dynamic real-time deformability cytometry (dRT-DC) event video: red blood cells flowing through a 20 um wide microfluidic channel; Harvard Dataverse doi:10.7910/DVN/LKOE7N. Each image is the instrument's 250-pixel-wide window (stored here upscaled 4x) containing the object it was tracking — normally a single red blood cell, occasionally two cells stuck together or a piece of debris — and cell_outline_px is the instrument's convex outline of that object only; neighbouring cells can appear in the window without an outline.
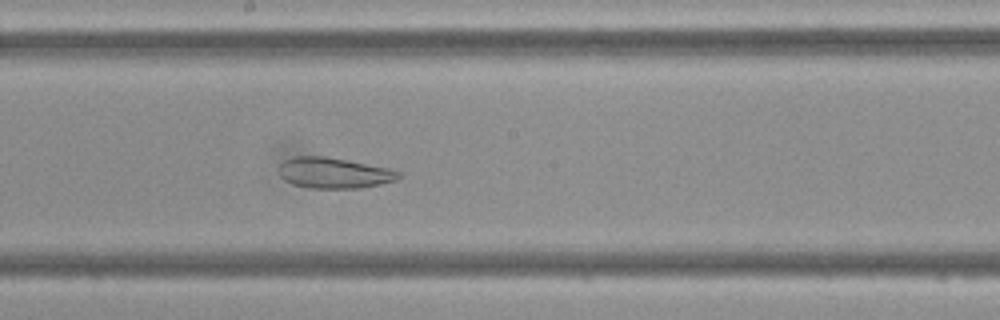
{"species": "Egyptian fruit bat (a non-hibernating species)", "species_latin": "Rousettus aegyptiacus", "temperature_condition": "cold", "stored_images_in_passage": 47, "camera_frame_rate_fps": 3000, "um_per_image_px": 0.085, "frame": {"image": 1, "passage_image": 25, "time_ms": 8.0, "image_size_px": [1000, 320], "cell_outline_px": [[400, 176], [396, 180], [380, 184], [360, 188], [312, 188], [292, 184], [284, 180], [280, 176], [280, 164], [284, 160], [296, 156], [324, 156], [348, 160], [388, 168], [400, 172]], "centroid_in_image_um": [28.37, 14.7], "position_along_channel_um": 219.8, "area_um2": 21.33}}
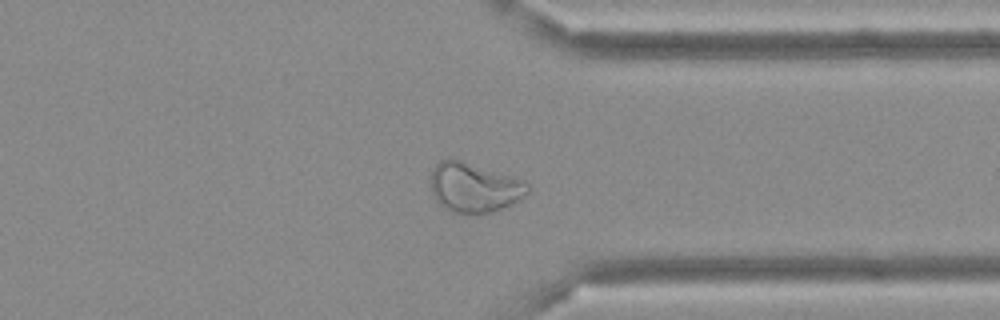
{"frame": {"image": 2, "passage_image": 36, "time_ms": 11.667, "image_size_px": [1000, 320], "cell_outline_px": [[528, 192], [520, 200], [504, 208], [492, 212], [456, 212], [444, 208], [432, 196], [432, 168], [440, 160], [448, 156], [452, 156], [524, 180], [528, 184]], "centroid_in_image_um": [40.3, 15.88], "position_along_channel_um": 371.1, "area_um2": 28.21}}
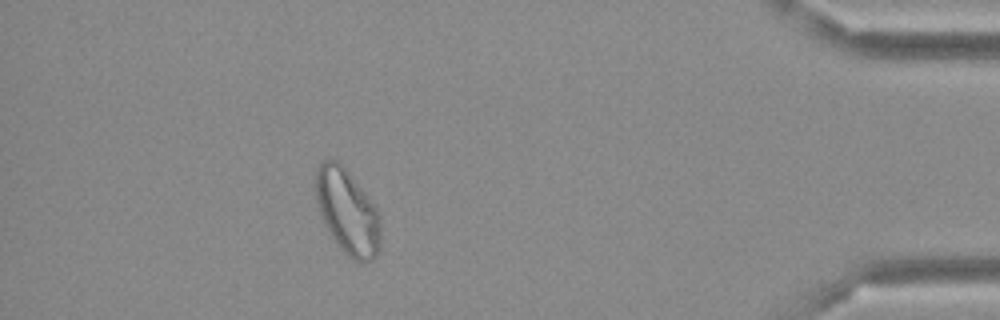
{"frame": {"image": 3, "passage_image": 42, "time_ms": 13.667, "image_size_px": [1000, 320], "cell_outline_px": [[380, 248], [376, 256], [360, 264], [352, 260], [336, 244], [320, 212], [316, 200], [312, 184], [316, 168], [328, 156], [336, 160], [348, 172], [368, 196], [376, 208], [380, 216]], "centroid_in_image_um": [29.5, 17.97], "position_along_channel_um": 405.7, "area_um2": 32.43}}